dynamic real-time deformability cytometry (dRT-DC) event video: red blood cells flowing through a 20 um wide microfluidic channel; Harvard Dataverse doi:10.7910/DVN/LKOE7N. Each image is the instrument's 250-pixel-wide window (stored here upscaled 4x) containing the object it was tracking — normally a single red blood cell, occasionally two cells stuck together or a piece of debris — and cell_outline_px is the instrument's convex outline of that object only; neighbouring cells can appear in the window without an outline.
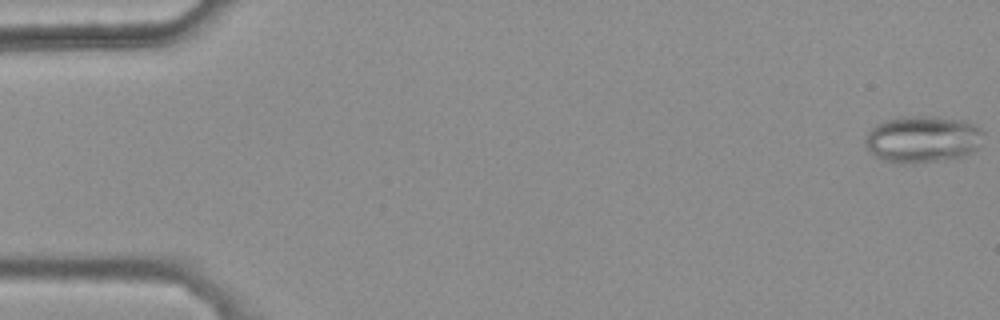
{"species": "common noctule bat (a hibernating species)", "species_latin": "Nyctalus noctula", "temperature_condition": "warm", "stored_images_in_passage": 48, "camera_frame_rate_fps": 3000, "um_per_image_px": 0.085, "animal": {"sex": "female", "body_mass_g": 25.1}, "frame": {"image": 1, "passage_image": 1, "time_ms": 0.0, "image_size_px": [1000, 320], "cell_outline_px": [[984, 132], [980, 144], [972, 152], [964, 156], [912, 164], [896, 164], [880, 160], [864, 144], [864, 136], [876, 124], [884, 120], [912, 116], [936, 116], [964, 120], [980, 128]], "centroid_in_image_um": [78.4, 11.84], "position_along_channel_um": 6.6, "area_um2": 32.54}}
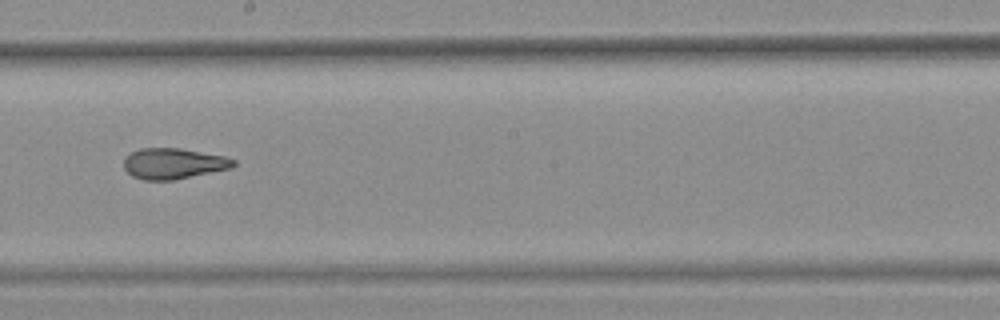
{"frame": {"image": 2, "passage_image": 31, "time_ms": 10.0, "image_size_px": [1000, 320], "cell_outline_px": [[236, 164], [232, 168], [172, 180], [144, 180], [132, 176], [124, 168], [124, 160], [132, 152], [140, 148], [180, 148], [224, 156], [236, 160]], "centroid_in_image_um": [14.76, 13.9], "position_along_channel_um": 233.4, "area_um2": 19.54}}
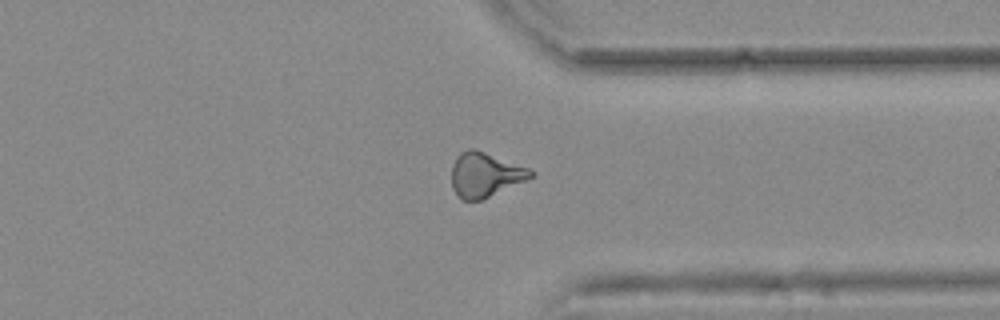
{"frame": {"image": 3, "passage_image": 42, "time_ms": 13.667, "image_size_px": [1000, 320], "cell_outline_px": [[536, 172], [532, 176], [484, 200], [460, 200], [456, 196], [452, 188], [452, 164], [456, 156], [460, 152], [468, 148], [476, 148], [528, 168]], "centroid_in_image_um": [41.18, 14.85], "position_along_channel_um": 370.2, "area_um2": 20.69}, "authors_computed_cell_mechanics": {"area_um2": 20.4323, "velocity_mm_per_s": 3.7585, "shape_relaxation_time_tau1_ms": null, "shape_relaxation_time_tau2_ms": 2.5635, "deformation_change_tau1": null, "deformation_change_tau2": 0.1148}}